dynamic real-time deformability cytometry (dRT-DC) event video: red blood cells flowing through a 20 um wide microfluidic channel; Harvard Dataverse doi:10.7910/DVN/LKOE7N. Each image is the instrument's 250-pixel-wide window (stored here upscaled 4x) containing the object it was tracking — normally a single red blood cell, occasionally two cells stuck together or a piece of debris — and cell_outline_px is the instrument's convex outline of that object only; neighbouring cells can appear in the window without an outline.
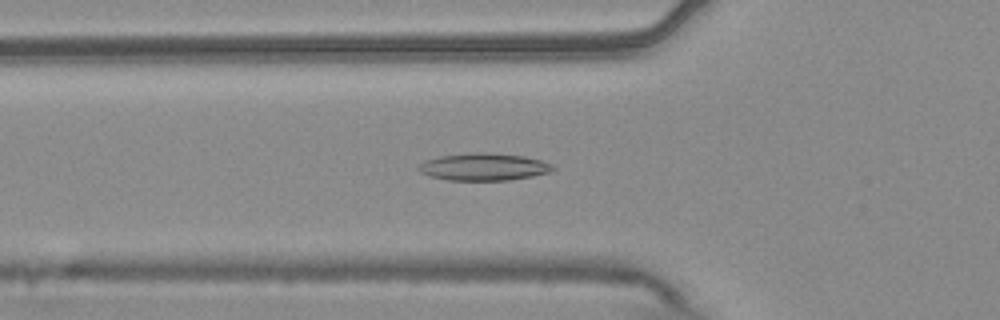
{"species": "common noctule bat (a hibernating species)", "species_latin": "Nyctalus noctula", "temperature_condition": "warm", "stored_images_in_passage": 54, "camera_frame_rate_fps": 3000, "um_per_image_px": 0.085, "animal": {"sex": "male", "body_mass_g": 20.4}, "frame": {"image": 1, "passage_image": 19, "time_ms": 6.0, "image_size_px": [1000, 320], "cell_outline_px": [[556, 168], [552, 172], [532, 176], [508, 180], [448, 180], [428, 176], [420, 172], [416, 168], [424, 160], [440, 156], [476, 152], [484, 152], [524, 156], [540, 160], [552, 164]], "centroid_in_image_um": [41.11, 14.18], "position_along_channel_um": 84.7, "area_um2": 21.44}}
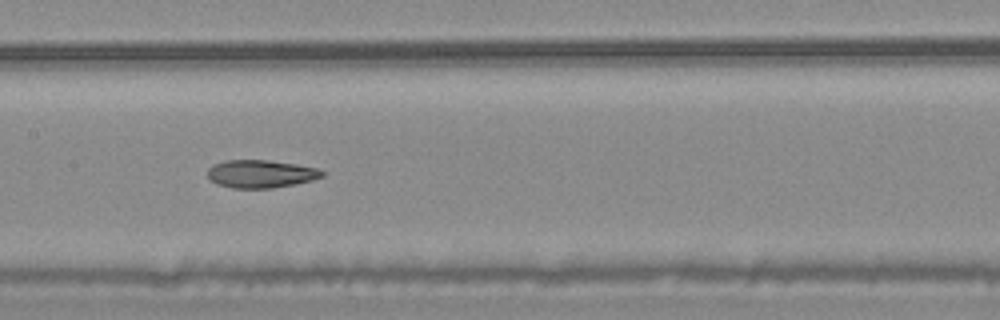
{"frame": {"image": 2, "passage_image": 27, "time_ms": 8.667, "image_size_px": [1000, 320], "cell_outline_px": [[324, 176], [312, 180], [272, 188], [232, 188], [216, 184], [208, 180], [208, 168], [212, 164], [224, 160], [268, 160], [296, 164], [316, 168], [324, 172]], "centroid_in_image_um": [22.1, 14.77], "position_along_channel_um": 185.3, "area_um2": 18.67}}
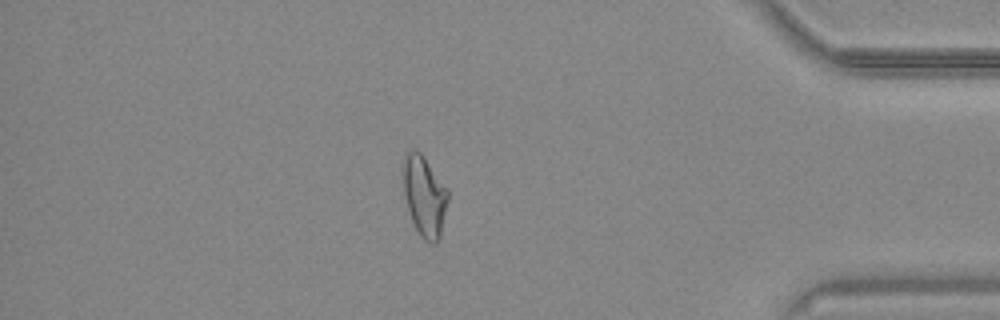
{"frame": {"image": 3, "passage_image": 47, "time_ms": 15.333, "image_size_px": [1000, 320], "cell_outline_px": [[448, 200], [440, 236], [436, 244], [428, 244], [420, 236], [412, 220], [404, 196], [400, 168], [404, 156], [408, 152], [420, 152], [424, 156], [448, 188]], "centroid_in_image_um": [36.06, 16.65], "position_along_channel_um": 399.1, "area_um2": 21.39}, "authors_computed_cell_mechanics": {"area_um2": 20.5479, "velocity_mm_per_s": 3.7359, "shape_relaxation_time_tau1_ms": null, "shape_relaxation_time_tau2_ms": 4.328, "deformation_change_tau1": null, "deformation_change_tau2": 0.117}}